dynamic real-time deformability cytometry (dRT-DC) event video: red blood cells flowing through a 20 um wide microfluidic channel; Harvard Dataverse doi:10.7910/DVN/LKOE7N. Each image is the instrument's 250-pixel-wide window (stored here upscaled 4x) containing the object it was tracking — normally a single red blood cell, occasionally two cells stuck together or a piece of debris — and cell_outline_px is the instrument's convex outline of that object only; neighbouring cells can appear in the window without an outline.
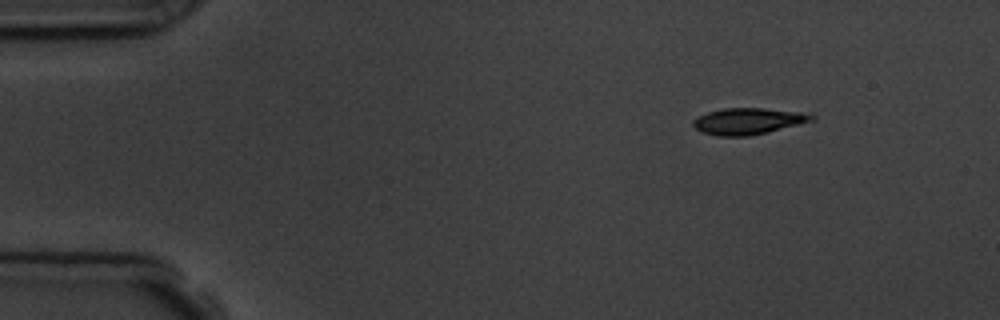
{"species": "common noctule bat (a hibernating species)", "species_latin": "Nyctalus noctula", "temperature_condition": "room temperature", "stored_images_in_passage": 4, "camera_frame_rate_fps": 3000, "um_per_image_px": 0.085, "animal": {"sex": "male", "body_mass_g": 19.5, "forearm_length_mm": 54.6}, "frame": {"image": 1, "passage_image": 1, "time_ms": 0.0, "image_size_px": [1000, 320], "cell_outline_px": [[816, 120], [768, 132], [748, 136], [716, 136], [700, 132], [692, 124], [692, 120], [708, 112], [724, 108], [764, 108], [812, 112], [816, 116]], "centroid_in_image_um": [63.67, 10.29], "position_along_channel_um": 21.3, "area_um2": 18.61}}